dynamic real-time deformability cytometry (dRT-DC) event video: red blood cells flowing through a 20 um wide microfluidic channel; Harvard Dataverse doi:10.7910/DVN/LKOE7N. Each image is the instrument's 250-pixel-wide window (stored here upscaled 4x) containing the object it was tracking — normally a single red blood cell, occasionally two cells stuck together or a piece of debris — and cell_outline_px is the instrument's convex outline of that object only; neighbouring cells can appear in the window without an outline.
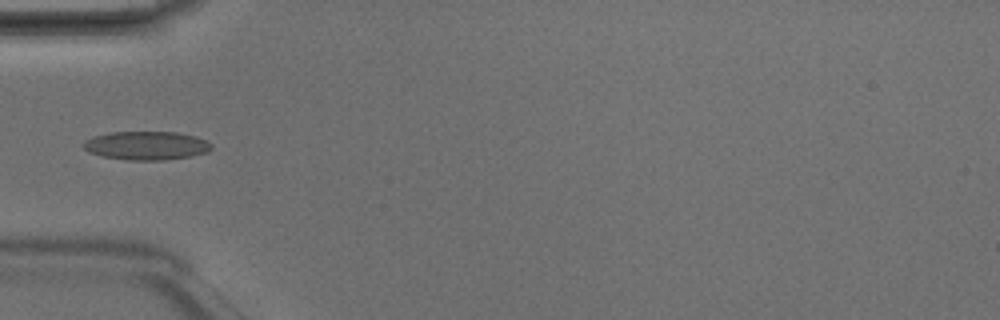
{"species": "Egyptian fruit bat (a non-hibernating species)", "species_latin": "Rousettus aegyptiacus", "temperature_condition": "room temperature", "stored_images_in_passage": 4, "camera_frame_rate_fps": 3000, "um_per_image_px": 0.085, "animal": {"sex": "male"}, "frame": {"image": 1, "passage_image": 3, "time_ms": 0.667, "image_size_px": [1000, 320], "cell_outline_px": [[212, 148], [208, 152], [188, 156], [164, 160], [128, 160], [100, 156], [88, 152], [84, 148], [84, 140], [92, 136], [112, 132], [176, 132], [196, 136], [212, 144]], "centroid_in_image_um": [12.42, 12.37], "position_along_channel_um": 72.6, "area_um2": 21.33}}